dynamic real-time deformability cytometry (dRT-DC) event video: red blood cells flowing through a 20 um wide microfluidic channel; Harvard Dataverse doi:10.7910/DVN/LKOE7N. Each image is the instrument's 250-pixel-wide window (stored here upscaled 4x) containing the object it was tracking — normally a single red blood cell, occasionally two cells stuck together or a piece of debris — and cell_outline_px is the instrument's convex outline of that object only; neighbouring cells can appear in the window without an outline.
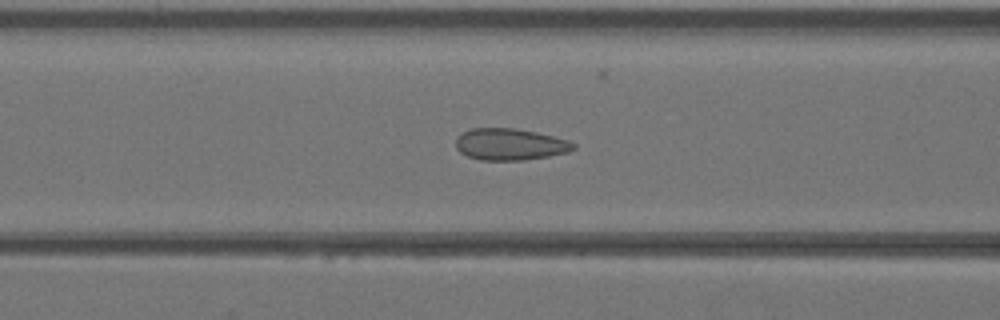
{"species": "Egyptian fruit bat (a non-hibernating species)", "species_latin": "Rousettus aegyptiacus", "temperature_condition": "warm", "stored_images_in_passage": 30, "camera_frame_rate_fps": 3000, "um_per_image_px": 0.085, "animal": {"sex": "female"}, "frame": {"image": 1, "passage_image": 10, "time_ms": 3.0, "image_size_px": [1000, 320], "cell_outline_px": [[576, 148], [568, 152], [548, 156], [524, 160], [480, 160], [468, 156], [460, 152], [456, 148], [456, 136], [472, 128], [516, 128], [536, 132], [568, 140], [576, 144]], "centroid_in_image_um": [43.35, 12.27], "position_along_channel_um": 123.3, "area_um2": 21.73}}
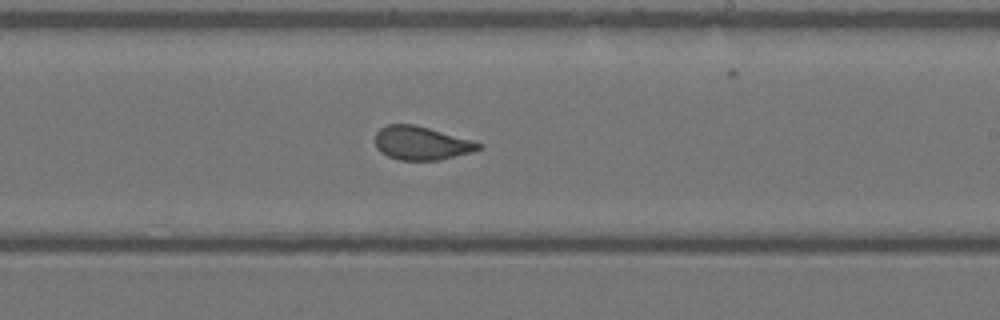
{"frame": {"image": 2, "passage_image": 18, "time_ms": 5.667, "image_size_px": [1000, 320], "cell_outline_px": [[484, 148], [472, 152], [440, 160], [400, 160], [388, 156], [380, 152], [376, 148], [376, 132], [380, 128], [388, 124], [416, 124], [484, 144]], "centroid_in_image_um": [35.83, 12.17], "position_along_channel_um": 253.2, "area_um2": 20.29}}
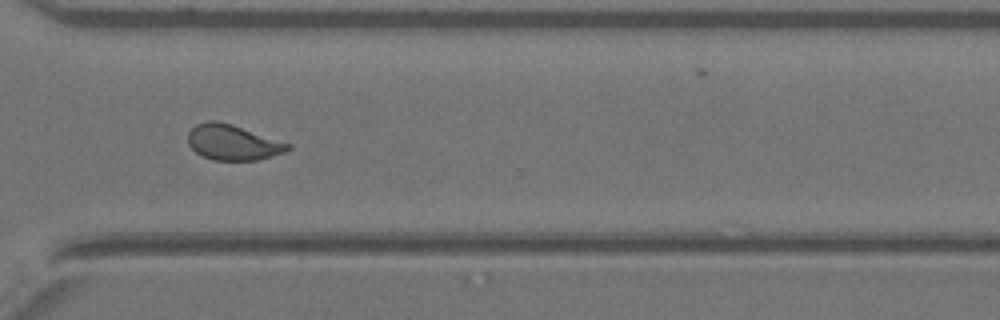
{"frame": {"image": 3, "passage_image": 24, "time_ms": 7.667, "image_size_px": [1000, 320], "cell_outline_px": [[292, 148], [284, 152], [272, 156], [256, 160], [212, 160], [196, 152], [188, 144], [188, 132], [196, 124], [208, 120], [216, 120], [232, 124], [292, 144]], "centroid_in_image_um": [19.79, 12.09], "position_along_channel_um": 350.8, "area_um2": 20.63}}